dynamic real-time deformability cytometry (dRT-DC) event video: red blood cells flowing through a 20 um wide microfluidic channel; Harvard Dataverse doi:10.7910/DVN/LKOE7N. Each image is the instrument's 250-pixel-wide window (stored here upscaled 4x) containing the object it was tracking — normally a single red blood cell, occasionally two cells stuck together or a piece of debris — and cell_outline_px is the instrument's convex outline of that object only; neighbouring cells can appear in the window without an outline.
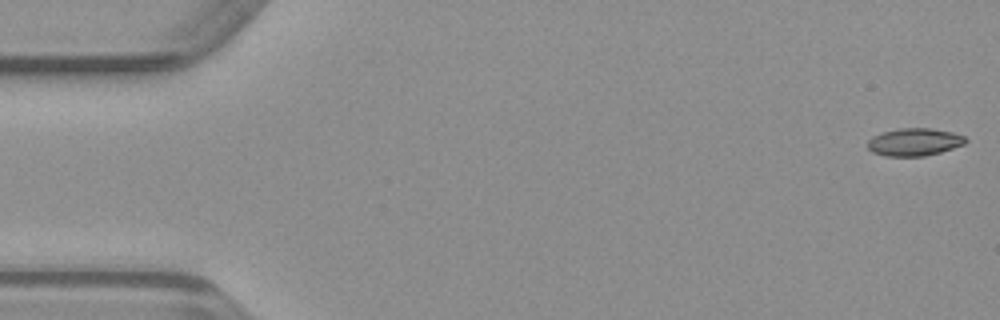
{"species": "common noctule bat (a hibernating species)", "species_latin": "Nyctalus noctula", "temperature_condition": "warm", "stored_images_in_passage": 50, "camera_frame_rate_fps": 3000, "um_per_image_px": 0.085, "animal": {"sex": "male", "body_mass_g": 23.1, "forearm_length_mm": 52.7}, "frame": {"image": 1, "passage_image": 1, "time_ms": 0.0, "image_size_px": [1000, 320], "cell_outline_px": [[968, 140], [964, 144], [940, 152], [924, 156], [884, 156], [872, 152], [868, 148], [868, 140], [872, 136], [884, 132], [900, 128], [928, 128], [952, 132], [964, 136]], "centroid_in_image_um": [77.7, 12.07], "position_along_channel_um": 7.3, "area_um2": 15.66}}
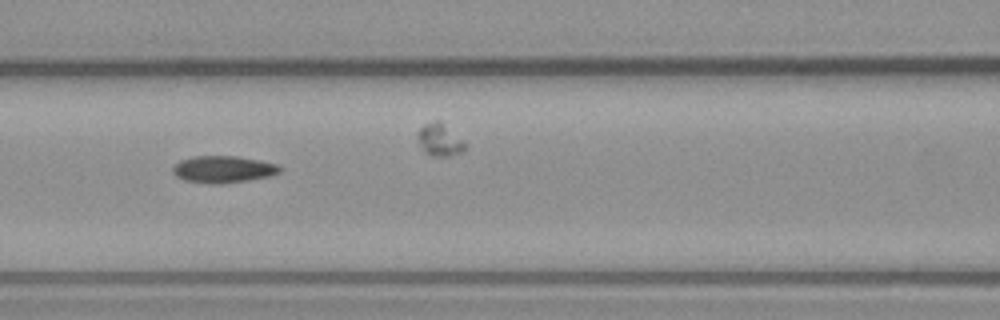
{"frame": {"image": 2, "passage_image": 21, "time_ms": 6.667, "image_size_px": [1000, 320], "cell_outline_px": [[280, 172], [272, 176], [224, 184], [212, 184], [184, 180], [176, 176], [172, 172], [172, 168], [180, 160], [192, 156], [236, 156], [260, 160], [276, 164], [280, 168]], "centroid_in_image_um": [18.96, 14.39], "position_along_channel_um": 147.6, "area_um2": 16.88}}
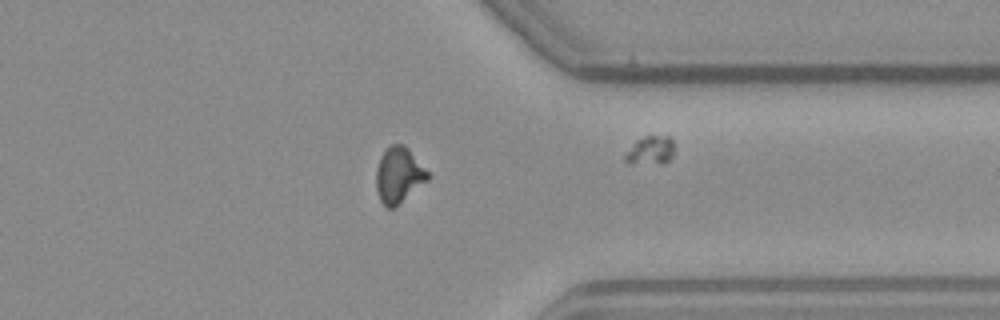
{"frame": {"image": 3, "passage_image": 38, "time_ms": 12.333, "image_size_px": [1000, 320], "cell_outline_px": [[428, 180], [392, 208], [388, 208], [380, 200], [376, 188], [376, 168], [380, 156], [392, 144], [404, 144], [408, 148], [428, 172]], "centroid_in_image_um": [33.87, 14.86], "position_along_channel_um": 377.5, "area_um2": 16.36}}